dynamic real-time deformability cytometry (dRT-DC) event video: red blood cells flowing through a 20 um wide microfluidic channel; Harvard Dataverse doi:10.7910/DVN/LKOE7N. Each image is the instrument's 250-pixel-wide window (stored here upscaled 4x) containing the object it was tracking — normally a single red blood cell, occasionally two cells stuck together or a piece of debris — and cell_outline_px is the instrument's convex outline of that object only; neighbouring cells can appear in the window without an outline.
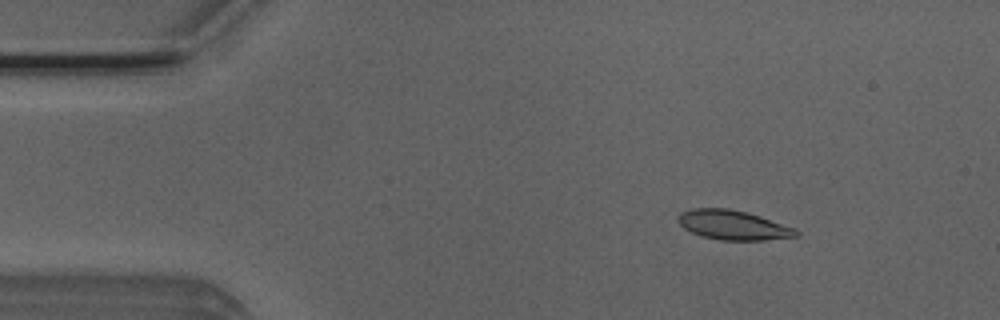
{"species": "Egyptian fruit bat (a non-hibernating species)", "species_latin": "Rousettus aegyptiacus", "temperature_condition": "room temperature", "stored_images_in_passage": 53, "segment_of_instrument_passage": [1, 2], "camera_frame_rate_fps": 3000, "um_per_image_px": 0.085, "animal": {"sex": "male"}, "frame": {"image": 1, "passage_image": 7, "time_ms": 2.0, "image_size_px": [1000, 320], "cell_outline_px": [[800, 232], [796, 236], [764, 240], [720, 240], [704, 236], [692, 232], [684, 228], [680, 224], [680, 212], [692, 208], [728, 208], [760, 216], [796, 228]], "centroid_in_image_um": [62.34, 19.13], "position_along_channel_um": 22.7, "area_um2": 20.0}}
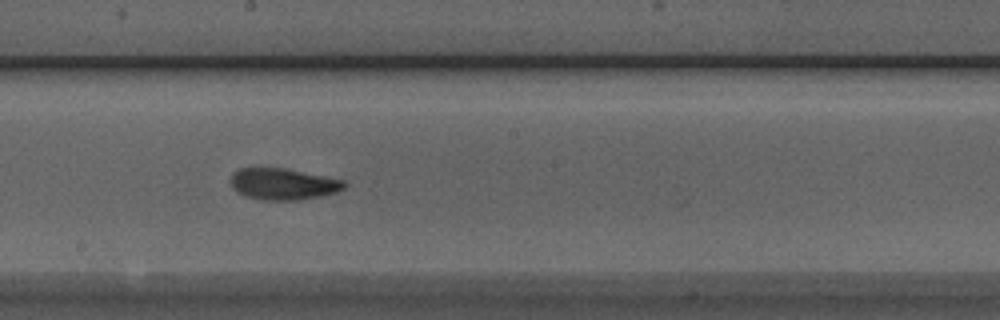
{"frame": {"image": 2, "passage_image": 28, "time_ms": 9.0, "image_size_px": [1000, 320], "cell_outline_px": [[348, 184], [344, 188], [336, 192], [320, 196], [296, 200], [260, 200], [244, 196], [236, 192], [232, 188], [232, 172], [240, 168], [284, 168], [344, 180]], "centroid_in_image_um": [24.05, 15.65], "position_along_channel_um": 224.2, "area_um2": 20.81}}
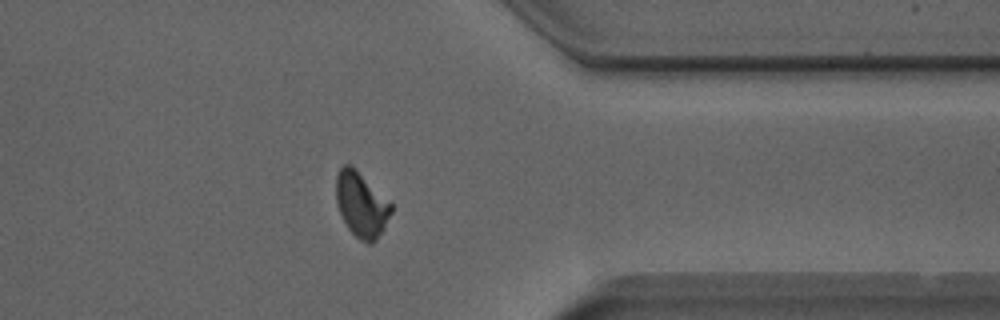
{"frame": {"image": 3, "passage_image": 41, "time_ms": 13.333, "image_size_px": [1000, 320], "cell_outline_px": [[392, 212], [384, 228], [376, 240], [372, 244], [368, 244], [360, 240], [348, 228], [340, 212], [336, 200], [336, 176], [340, 168], [344, 164], [348, 164], [392, 204]], "centroid_in_image_um": [30.71, 17.44], "position_along_channel_um": 380.7, "area_um2": 20.23}}